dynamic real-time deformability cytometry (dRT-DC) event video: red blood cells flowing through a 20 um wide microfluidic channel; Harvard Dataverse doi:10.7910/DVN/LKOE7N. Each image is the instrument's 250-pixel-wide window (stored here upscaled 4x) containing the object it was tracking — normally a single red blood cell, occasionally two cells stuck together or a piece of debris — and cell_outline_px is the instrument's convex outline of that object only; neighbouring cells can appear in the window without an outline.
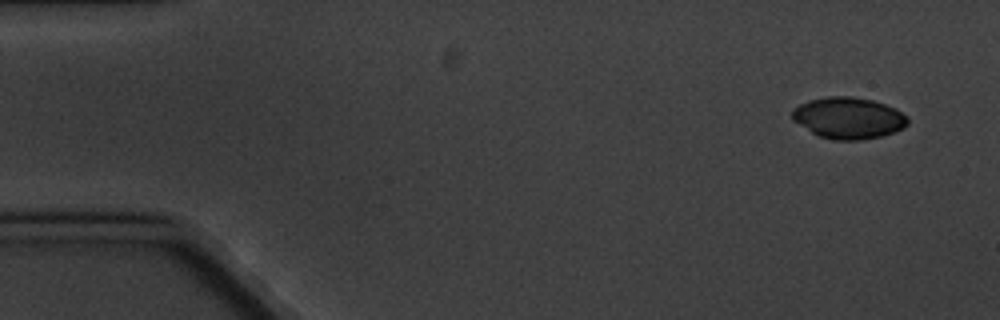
{"species": "common noctule bat (a hibernating species)", "species_latin": "Nyctalus noctula", "temperature_condition": "cold", "stored_images_in_passage": 6, "segment_of_instrument_passage": [2, 2], "camera_frame_rate_fps": 3000, "um_per_image_px": 0.085, "animal": {"sex": "male", "body_mass_g": 20.1, "forearm_length_mm": 53.5}, "frame": {"image": 1, "passage_image": 6, "time_ms": 6.667, "image_size_px": [1000, 320], "cell_outline_px": [[908, 124], [904, 128], [880, 136], [860, 140], [832, 140], [820, 136], [812, 132], [792, 120], [792, 108], [808, 100], [828, 96], [852, 96], [872, 100], [896, 108], [908, 116]], "centroid_in_image_um": [72.12, 10.02], "position_along_channel_um": 12.9, "area_um2": 27.98}}